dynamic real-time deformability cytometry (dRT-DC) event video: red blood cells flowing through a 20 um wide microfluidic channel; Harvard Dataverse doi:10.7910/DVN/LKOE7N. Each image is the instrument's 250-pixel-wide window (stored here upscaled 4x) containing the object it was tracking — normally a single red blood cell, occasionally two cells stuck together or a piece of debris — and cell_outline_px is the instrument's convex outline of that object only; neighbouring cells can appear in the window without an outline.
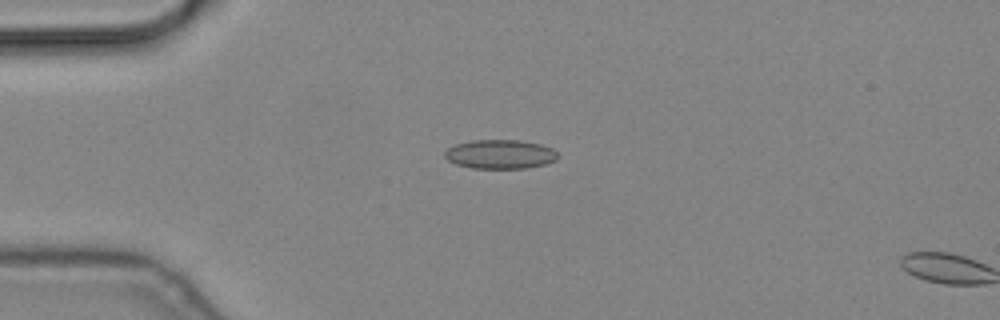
{"species": "common noctule bat (a hibernating species)", "species_latin": "Nyctalus noctula", "temperature_condition": "cold", "stored_images_in_passage": 2, "camera_frame_rate_fps": 3000, "um_per_image_px": 0.085, "animal": {"sex": "male", "body_mass_g": 19.2, "forearm_length_mm": 51.8}, "frame": {"image": 1, "passage_image": 1, "time_ms": 0.0, "image_size_px": [1000, 320], "cell_outline_px": [[560, 156], [556, 160], [548, 164], [524, 168], [472, 168], [456, 164], [448, 160], [444, 156], [444, 152], [448, 148], [456, 144], [472, 140], [520, 140], [540, 144], [552, 148]], "centroid_in_image_um": [42.53, 13.11], "position_along_channel_um": 42.5, "area_um2": 19.25}}